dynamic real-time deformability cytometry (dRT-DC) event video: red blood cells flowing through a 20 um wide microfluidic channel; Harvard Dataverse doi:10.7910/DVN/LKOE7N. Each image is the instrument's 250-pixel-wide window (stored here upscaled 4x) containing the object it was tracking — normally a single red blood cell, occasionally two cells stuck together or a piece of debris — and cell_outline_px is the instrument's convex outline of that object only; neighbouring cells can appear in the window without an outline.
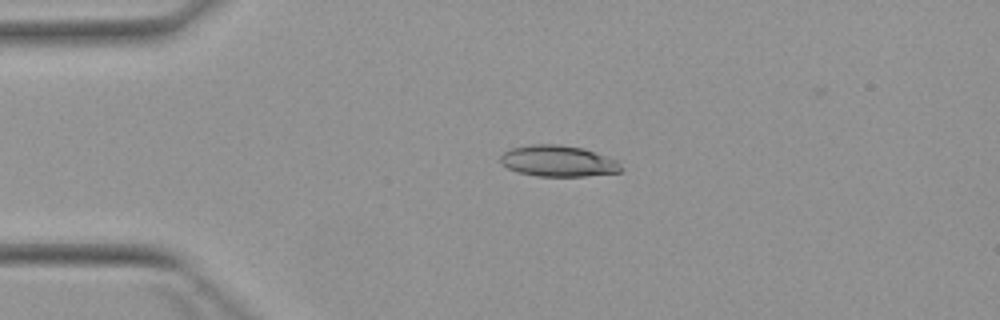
{"species": "Egyptian fruit bat (a non-hibernating species)", "species_latin": "Rousettus aegyptiacus", "temperature_condition": "warm", "stored_images_in_passage": 4, "camera_frame_rate_fps": 3000, "um_per_image_px": 0.085, "animal": {"sex": "female"}, "frame": {"image": 1, "passage_image": 1, "time_ms": 0.0, "image_size_px": [1000, 320], "cell_outline_px": [[624, 168], [620, 172], [584, 176], [536, 176], [516, 172], [500, 164], [500, 156], [504, 152], [512, 148], [532, 144], [556, 144], [584, 148], [616, 160]], "centroid_in_image_um": [47.42, 13.69], "position_along_channel_um": 37.6, "area_um2": 21.96}}
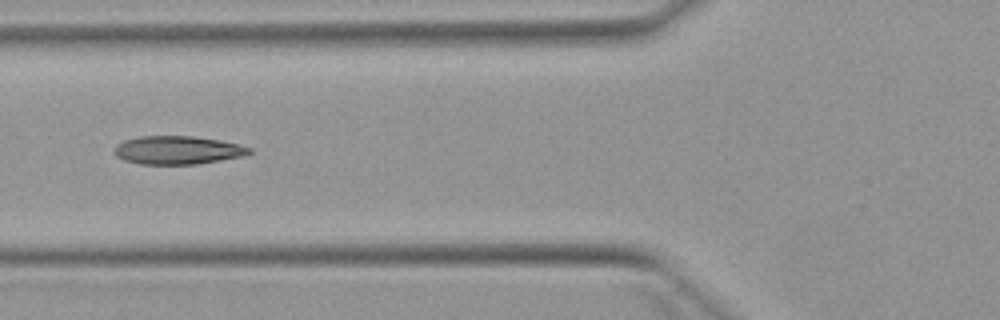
{"frame": {"image": 2, "passage_image": 3, "time_ms": 2.667, "image_size_px": [1000, 320], "cell_outline_px": [[252, 152], [248, 156], [196, 164], [140, 164], [124, 160], [116, 156], [112, 152], [112, 148], [116, 144], [124, 140], [140, 136], [192, 136], [220, 140], [252, 148]], "centroid_in_image_um": [15.08, 12.76], "position_along_channel_um": 110.7, "area_um2": 22.54}}
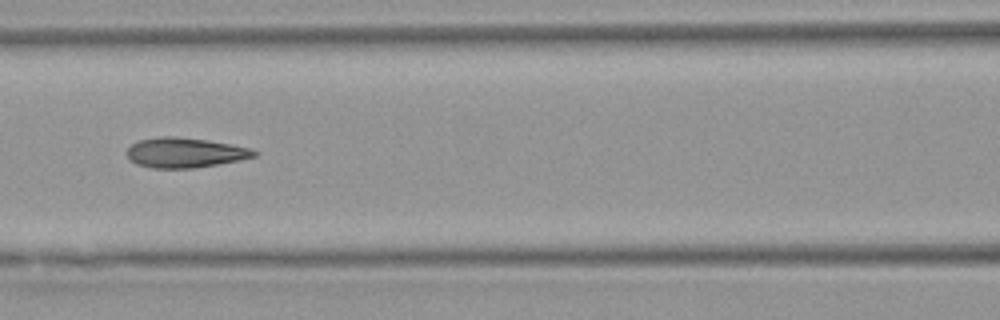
{"frame": {"image": 3, "passage_image": 4, "time_ms": 3.667, "image_size_px": [1000, 320], "cell_outline_px": [[260, 152], [256, 156], [240, 160], [196, 168], [152, 168], [136, 164], [128, 156], [128, 148], [132, 144], [140, 140], [160, 136], [176, 136], [208, 140], [232, 144], [252, 148]], "centroid_in_image_um": [15.78, 12.97], "position_along_channel_um": 150.8, "area_um2": 22.31}}